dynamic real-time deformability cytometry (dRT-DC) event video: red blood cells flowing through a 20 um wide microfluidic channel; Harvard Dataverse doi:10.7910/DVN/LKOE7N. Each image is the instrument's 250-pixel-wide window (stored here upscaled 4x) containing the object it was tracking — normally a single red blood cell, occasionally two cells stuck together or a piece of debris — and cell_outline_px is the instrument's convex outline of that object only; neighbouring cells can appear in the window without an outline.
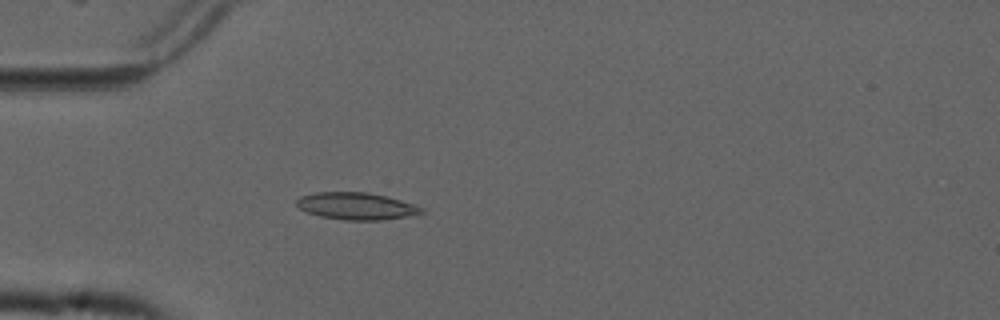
{"species": "common noctule bat (a hibernating species)", "species_latin": "Nyctalus noctula", "temperature_condition": "cold", "stored_images_in_passage": 40, "camera_frame_rate_fps": 3000, "um_per_image_px": 0.085, "animal": {"sex": "male", "forearm_length_mm": 52.5}, "frame": {"image": 1, "passage_image": 2, "time_ms": 0.333, "image_size_px": [1000, 320], "cell_outline_px": [[424, 212], [404, 216], [380, 220], [344, 220], [320, 216], [308, 212], [300, 208], [296, 204], [296, 200], [300, 196], [316, 192], [368, 192], [416, 204], [424, 208]], "centroid_in_image_um": [30.27, 17.51], "position_along_channel_um": 54.7, "area_um2": 19.54}}
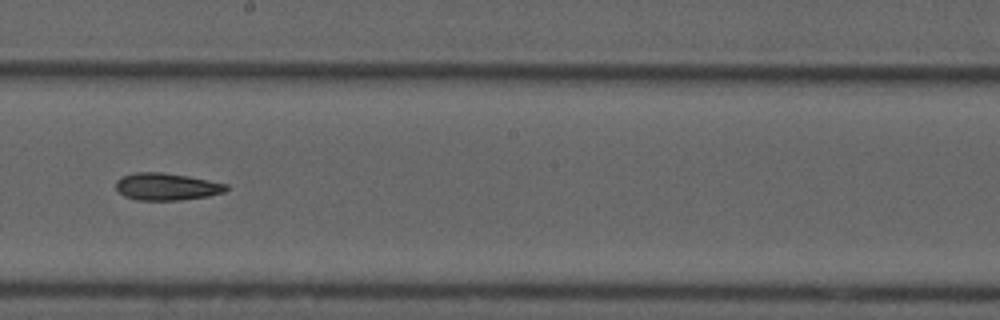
{"frame": {"image": 2, "passage_image": 17, "time_ms": 5.333, "image_size_px": [1000, 320], "cell_outline_px": [[228, 188], [224, 192], [208, 196], [180, 200], [136, 200], [124, 196], [116, 188], [116, 180], [120, 176], [136, 172], [164, 172], [188, 176], [228, 184]], "centroid_in_image_um": [14.14, 15.86], "position_along_channel_um": 234.1, "area_um2": 17.57}}
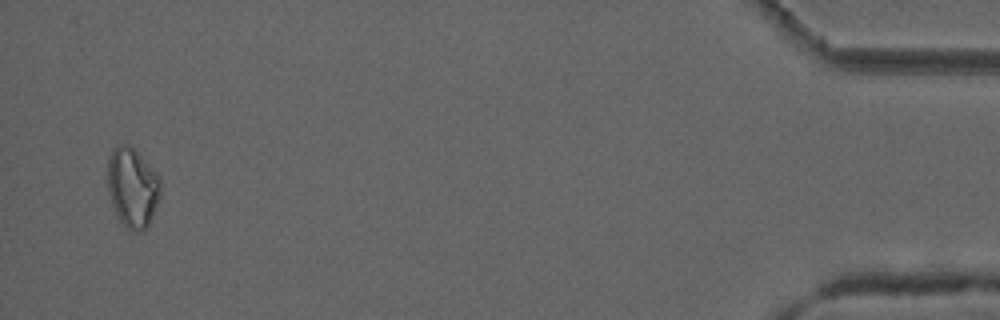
{"frame": {"image": 3, "passage_image": 39, "time_ms": 12.667, "image_size_px": [1000, 320], "cell_outline_px": [[160, 196], [152, 216], [144, 232], [132, 232], [116, 216], [108, 192], [108, 160], [112, 148], [116, 144], [124, 144], [132, 148], [140, 156], [160, 180]], "centroid_in_image_um": [11.23, 15.97], "position_along_channel_um": 424.0, "area_um2": 24.16}}